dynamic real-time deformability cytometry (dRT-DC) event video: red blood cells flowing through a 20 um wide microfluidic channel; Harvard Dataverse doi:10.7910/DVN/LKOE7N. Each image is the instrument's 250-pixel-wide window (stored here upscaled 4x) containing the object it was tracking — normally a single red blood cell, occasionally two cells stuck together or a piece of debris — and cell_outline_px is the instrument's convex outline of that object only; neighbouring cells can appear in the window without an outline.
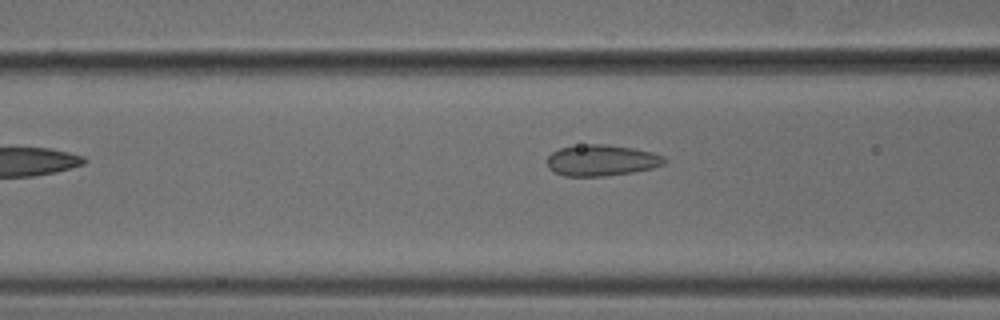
{"species": "common noctule bat (a hibernating species)", "species_latin": "Nyctalus noctula", "temperature_condition": "cold", "stored_images_in_passage": 10, "camera_frame_rate_fps": 3000, "um_per_image_px": 0.085, "animal": {"sex": "male", "body_mass_g": 18.8}, "frame": {"image": 1, "passage_image": 5, "time_ms": 1.333, "image_size_px": [1000, 320], "cell_outline_px": [[668, 160], [664, 164], [652, 168], [632, 172], [604, 176], [564, 176], [548, 168], [548, 156], [552, 152], [560, 148], [588, 144], [604, 144], [632, 148], [652, 152], [664, 156]], "centroid_in_image_um": [51.15, 13.63], "position_along_channel_um": 115.4, "area_um2": 21.15}}
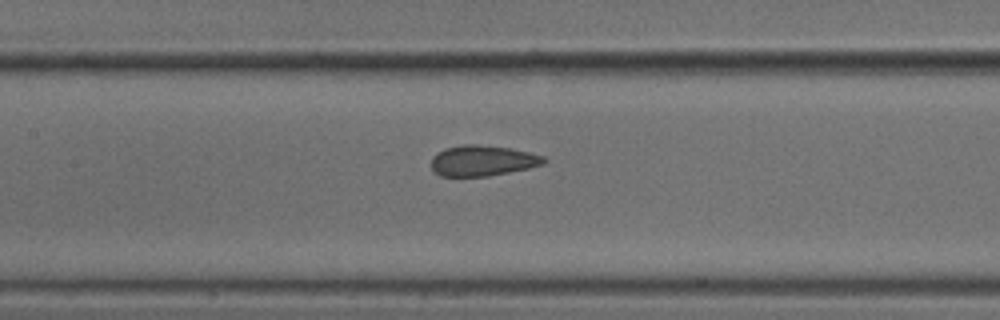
{"frame": {"image": 2, "passage_image": 9, "time_ms": 2.667, "image_size_px": [1000, 320], "cell_outline_px": [[548, 160], [544, 164], [528, 168], [488, 176], [440, 176], [432, 172], [432, 156], [436, 152], [444, 148], [464, 144], [476, 144], [512, 148], [544, 156]], "centroid_in_image_um": [40.99, 13.65], "position_along_channel_um": 166.4, "area_um2": 20.29}}